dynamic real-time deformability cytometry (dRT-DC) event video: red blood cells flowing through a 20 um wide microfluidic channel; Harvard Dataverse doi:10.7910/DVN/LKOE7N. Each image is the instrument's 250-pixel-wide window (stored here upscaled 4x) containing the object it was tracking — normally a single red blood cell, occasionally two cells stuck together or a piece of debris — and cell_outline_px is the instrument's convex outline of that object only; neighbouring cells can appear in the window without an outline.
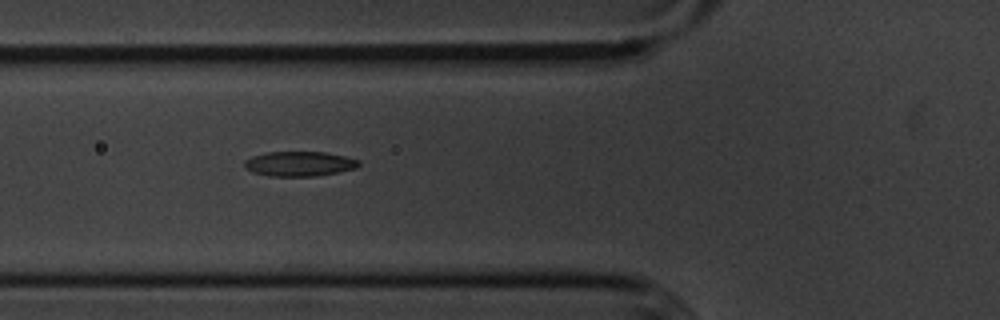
{"species": "common noctule bat (a hibernating species)", "species_latin": "Nyctalus noctula", "temperature_condition": "cold", "stored_images_in_passage": 40, "camera_frame_rate_fps": 3000, "um_per_image_px": 0.085, "animal": {"sex": "male", "body_mass_g": 20.1, "forearm_length_mm": 53.5}, "frame": {"image": 1, "passage_image": 5, "time_ms": 1.333, "image_size_px": [1000, 320], "cell_outline_px": [[360, 164], [356, 168], [340, 172], [316, 176], [268, 176], [252, 172], [244, 168], [244, 160], [252, 156], [268, 152], [324, 152], [344, 156], [360, 160]], "centroid_in_image_um": [25.43, 13.93], "position_along_channel_um": 100.4, "area_um2": 16.65}}
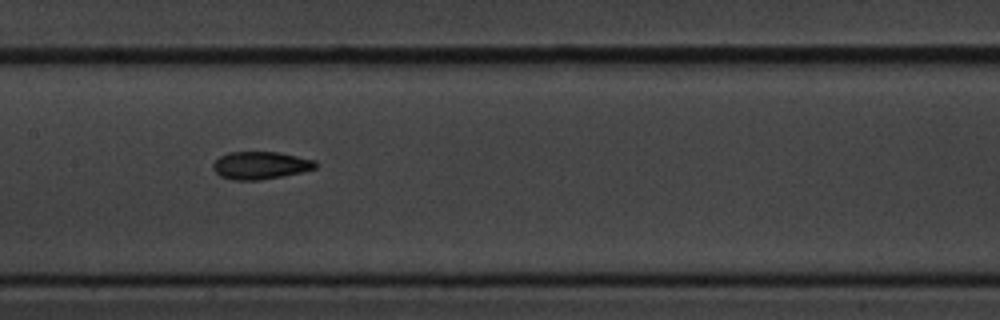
{"frame": {"image": 2, "passage_image": 12, "time_ms": 3.667, "image_size_px": [1000, 320], "cell_outline_px": [[316, 168], [284, 176], [260, 180], [232, 180], [220, 176], [212, 168], [212, 164], [220, 156], [228, 152], [280, 152], [316, 160]], "centroid_in_image_um": [22.13, 14.05], "position_along_channel_um": 185.3, "area_um2": 16.59}}
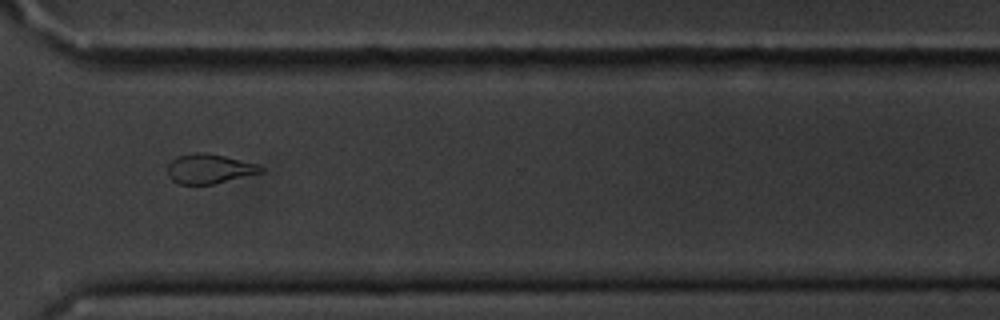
{"frame": {"image": 3, "passage_image": 26, "time_ms": 8.333, "image_size_px": [1000, 320], "cell_outline_px": [[264, 172], [212, 184], [180, 184], [172, 180], [168, 176], [168, 164], [176, 156], [192, 152], [204, 152], [224, 156], [256, 164], [264, 168]], "centroid_in_image_um": [17.76, 14.34], "position_along_channel_um": 352.8, "area_um2": 16.01}}